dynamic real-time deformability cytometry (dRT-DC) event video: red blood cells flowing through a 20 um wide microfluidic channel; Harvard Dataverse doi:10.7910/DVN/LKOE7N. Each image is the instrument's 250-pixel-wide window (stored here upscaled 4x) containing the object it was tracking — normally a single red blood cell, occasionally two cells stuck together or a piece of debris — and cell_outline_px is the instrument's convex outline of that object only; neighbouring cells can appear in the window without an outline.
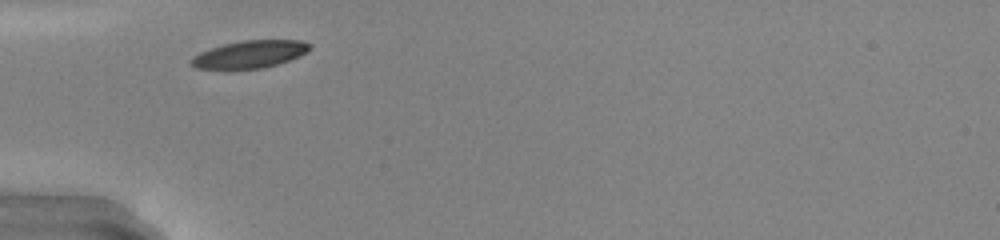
{"species": "common noctule bat (a hibernating species)", "species_latin": "Nyctalus noctula", "temperature_condition": "warm", "stored_images_in_passage": 25, "camera_frame_rate_fps": 3000, "um_per_image_px": 0.085, "animal": {"sex": "male", "body_mass_g": 20.0, "forearm_length_mm": 53.3}, "frame": {"image": 1, "passage_image": 2, "time_ms": 0.333, "image_size_px": [1000, 240], "cell_outline_px": [[312, 48], [308, 52], [288, 60], [264, 68], [196, 68], [192, 64], [192, 56], [200, 52], [224, 44], [244, 40], [300, 40], [312, 44]], "centroid_in_image_um": [21.29, 4.59], "position_along_channel_um": 63.7, "area_um2": 18.61}}
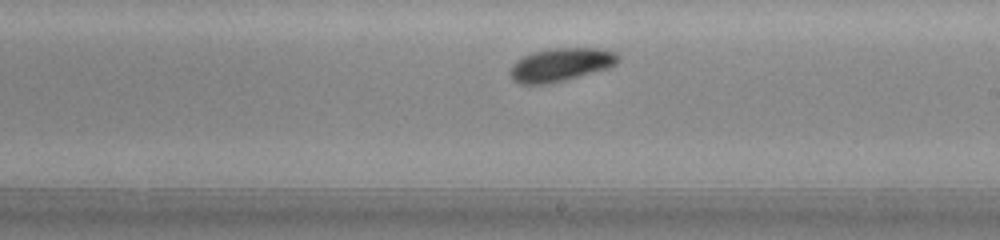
{"frame": {"image": 2, "passage_image": 15, "time_ms": 4.667, "image_size_px": [1000, 240], "cell_outline_px": [[620, 60], [616, 64], [608, 68], [564, 80], [544, 84], [520, 84], [512, 80], [512, 64], [516, 60], [532, 52], [552, 48], [596, 48], [616, 52]], "centroid_in_image_um": [47.68, 5.49], "position_along_channel_um": 241.3, "area_um2": 20.69}}
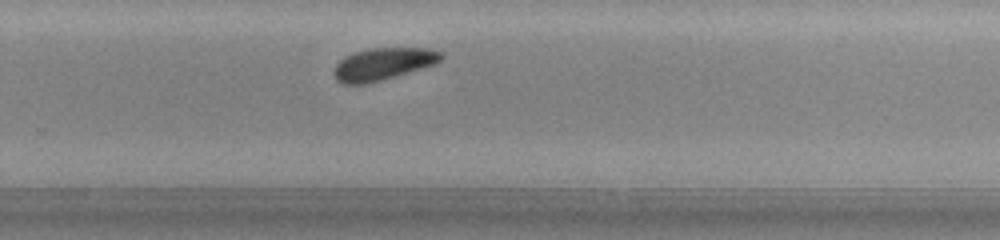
{"frame": {"image": 3, "passage_image": 19, "time_ms": 6.0, "image_size_px": [1000, 240], "cell_outline_px": [[444, 56], [436, 64], [380, 80], [364, 84], [344, 84], [336, 80], [332, 72], [336, 64], [340, 60], [356, 52], [372, 48], [428, 48], [440, 52]], "centroid_in_image_um": [32.55, 5.44], "position_along_channel_um": 297.2, "area_um2": 19.83}, "authors_computed_cell_mechanics": {"area_um2": 20.1722, "velocity_mm_per_s": 4.1913, "shape_relaxation_time_tau1_ms": 1.2509, "shape_relaxation_time_tau2_ms": null, "deformation_change_tau1": 0.1181, "deformation_change_tau2": null}}